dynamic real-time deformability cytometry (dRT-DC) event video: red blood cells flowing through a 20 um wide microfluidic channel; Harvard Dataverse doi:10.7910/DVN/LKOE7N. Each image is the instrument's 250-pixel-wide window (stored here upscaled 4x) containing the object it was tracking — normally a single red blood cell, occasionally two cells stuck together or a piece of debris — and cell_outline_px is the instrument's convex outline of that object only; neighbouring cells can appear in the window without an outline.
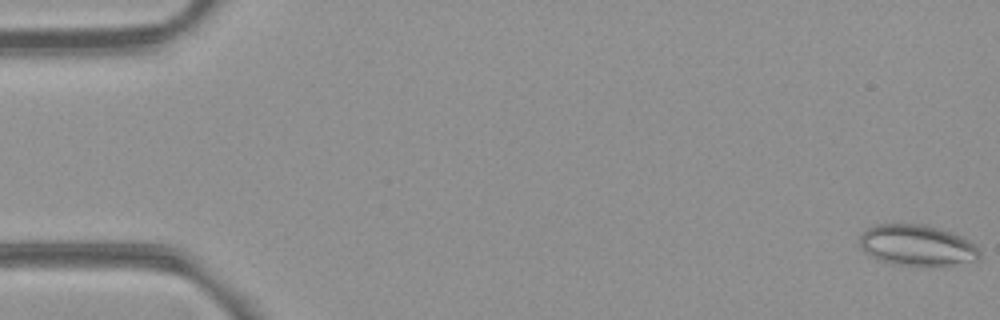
{"species": "common noctule bat (a hibernating species)", "species_latin": "Nyctalus noctula", "temperature_condition": "room temperature", "stored_images_in_passage": 54, "camera_frame_rate_fps": 3000, "um_per_image_px": 0.085, "animal": {"sex": "female", "body_mass_g": 21.9}, "frame": {"image": 1, "passage_image": 1, "time_ms": 0.0, "image_size_px": [1000, 320], "cell_outline_px": [[980, 260], [952, 264], [900, 264], [880, 260], [864, 252], [860, 248], [860, 236], [868, 228], [876, 224], [924, 224], [952, 232], [976, 244], [980, 252]], "centroid_in_image_um": [77.96, 20.82], "position_along_channel_um": 7.0, "area_um2": 28.15}}
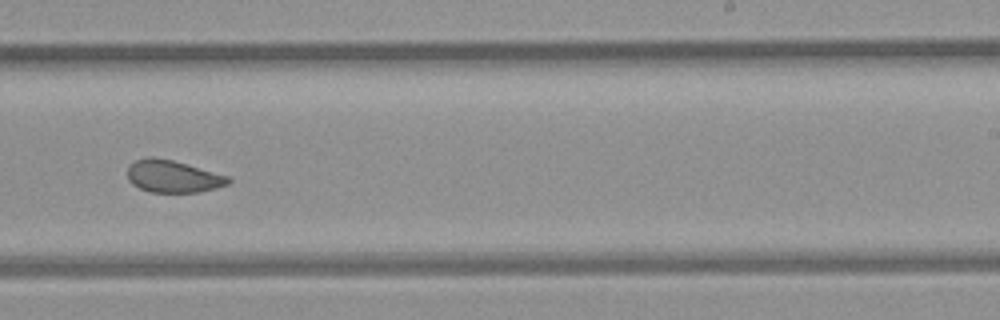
{"frame": {"image": 2, "passage_image": 34, "time_ms": 11.0, "image_size_px": [1000, 320], "cell_outline_px": [[232, 180], [228, 184], [216, 188], [200, 192], [148, 192], [132, 184], [128, 180], [128, 168], [136, 160], [172, 160], [228, 176]], "centroid_in_image_um": [14.75, 15.05], "position_along_channel_um": 274.3, "area_um2": 18.26}}
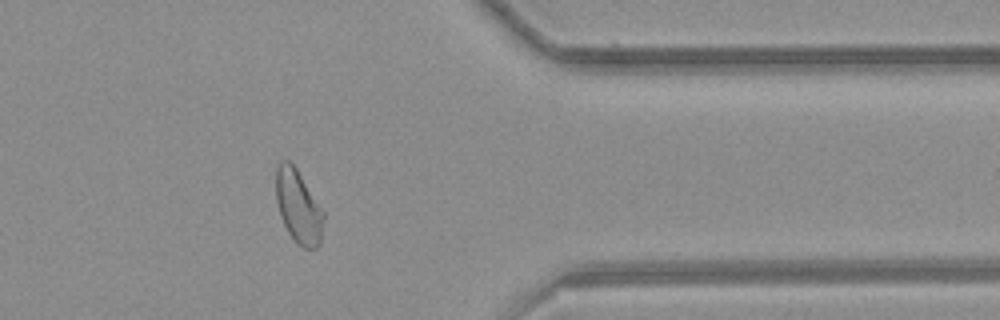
{"frame": {"image": 3, "passage_image": 44, "time_ms": 14.333, "image_size_px": [1000, 320], "cell_outline_px": [[324, 220], [320, 244], [316, 248], [304, 248], [296, 244], [288, 232], [280, 216], [276, 200], [276, 168], [280, 160], [288, 160], [296, 168], [324, 212]], "centroid_in_image_um": [25.35, 17.58], "position_along_channel_um": 386.0, "area_um2": 20.35}, "authors_computed_cell_mechanics": {"area_um2": 21.675, "velocity_mm_per_s": 3.8633, "shape_relaxation_time_tau1_ms": null, "shape_relaxation_time_tau2_ms": 1.5803, "deformation_change_tau1": null, "deformation_change_tau2": 0.0615}}